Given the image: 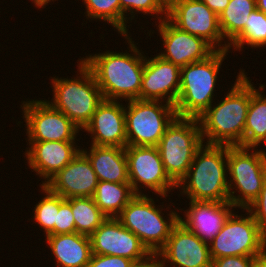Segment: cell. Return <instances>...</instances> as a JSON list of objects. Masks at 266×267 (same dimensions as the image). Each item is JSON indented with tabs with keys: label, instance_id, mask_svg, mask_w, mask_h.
Listing matches in <instances>:
<instances>
[{
	"label": "cell",
	"instance_id": "1",
	"mask_svg": "<svg viewBox=\"0 0 266 267\" xmlns=\"http://www.w3.org/2000/svg\"><path fill=\"white\" fill-rule=\"evenodd\" d=\"M128 43V52L106 50L82 57L91 70L105 100L126 101L140 99L145 54L130 35H122ZM144 54V55H143ZM122 99V100H121Z\"/></svg>",
	"mask_w": 266,
	"mask_h": 267
},
{
	"label": "cell",
	"instance_id": "2",
	"mask_svg": "<svg viewBox=\"0 0 266 267\" xmlns=\"http://www.w3.org/2000/svg\"><path fill=\"white\" fill-rule=\"evenodd\" d=\"M240 68L224 99L213 103L198 117L206 144L242 146L243 132L251 98V79Z\"/></svg>",
	"mask_w": 266,
	"mask_h": 267
},
{
	"label": "cell",
	"instance_id": "3",
	"mask_svg": "<svg viewBox=\"0 0 266 267\" xmlns=\"http://www.w3.org/2000/svg\"><path fill=\"white\" fill-rule=\"evenodd\" d=\"M227 152L228 145L203 143L177 185L180 194L189 201L229 202Z\"/></svg>",
	"mask_w": 266,
	"mask_h": 267
},
{
	"label": "cell",
	"instance_id": "4",
	"mask_svg": "<svg viewBox=\"0 0 266 267\" xmlns=\"http://www.w3.org/2000/svg\"><path fill=\"white\" fill-rule=\"evenodd\" d=\"M77 63L75 78L52 77L53 97L51 101H46L65 114L82 131L104 97L91 70L81 59Z\"/></svg>",
	"mask_w": 266,
	"mask_h": 267
},
{
	"label": "cell",
	"instance_id": "5",
	"mask_svg": "<svg viewBox=\"0 0 266 267\" xmlns=\"http://www.w3.org/2000/svg\"><path fill=\"white\" fill-rule=\"evenodd\" d=\"M230 52L216 50L205 60L181 67L177 117L198 118L210 107L217 96L214 92L221 65Z\"/></svg>",
	"mask_w": 266,
	"mask_h": 267
},
{
	"label": "cell",
	"instance_id": "6",
	"mask_svg": "<svg viewBox=\"0 0 266 267\" xmlns=\"http://www.w3.org/2000/svg\"><path fill=\"white\" fill-rule=\"evenodd\" d=\"M170 204L171 201L167 207L160 205L159 208L148 194H136L116 218L155 256L165 245L173 227L179 222L180 214L177 211L184 210L174 208L165 218L162 210H169Z\"/></svg>",
	"mask_w": 266,
	"mask_h": 267
},
{
	"label": "cell",
	"instance_id": "7",
	"mask_svg": "<svg viewBox=\"0 0 266 267\" xmlns=\"http://www.w3.org/2000/svg\"><path fill=\"white\" fill-rule=\"evenodd\" d=\"M227 169L229 202L235 209H246L262 189L266 178V155L261 149L228 145Z\"/></svg>",
	"mask_w": 266,
	"mask_h": 267
},
{
	"label": "cell",
	"instance_id": "8",
	"mask_svg": "<svg viewBox=\"0 0 266 267\" xmlns=\"http://www.w3.org/2000/svg\"><path fill=\"white\" fill-rule=\"evenodd\" d=\"M198 118L176 117L156 146L169 178L178 185L203 145Z\"/></svg>",
	"mask_w": 266,
	"mask_h": 267
},
{
	"label": "cell",
	"instance_id": "9",
	"mask_svg": "<svg viewBox=\"0 0 266 267\" xmlns=\"http://www.w3.org/2000/svg\"><path fill=\"white\" fill-rule=\"evenodd\" d=\"M127 102V146H157L167 127L177 117L175 106L167 102L140 99Z\"/></svg>",
	"mask_w": 266,
	"mask_h": 267
},
{
	"label": "cell",
	"instance_id": "10",
	"mask_svg": "<svg viewBox=\"0 0 266 267\" xmlns=\"http://www.w3.org/2000/svg\"><path fill=\"white\" fill-rule=\"evenodd\" d=\"M232 212L221 231L209 243L212 260L228 256L256 257L266 251V234L259 228L253 216Z\"/></svg>",
	"mask_w": 266,
	"mask_h": 267
},
{
	"label": "cell",
	"instance_id": "11",
	"mask_svg": "<svg viewBox=\"0 0 266 267\" xmlns=\"http://www.w3.org/2000/svg\"><path fill=\"white\" fill-rule=\"evenodd\" d=\"M21 103L28 142H75L81 129L61 111L54 109L46 99H28Z\"/></svg>",
	"mask_w": 266,
	"mask_h": 267
},
{
	"label": "cell",
	"instance_id": "12",
	"mask_svg": "<svg viewBox=\"0 0 266 267\" xmlns=\"http://www.w3.org/2000/svg\"><path fill=\"white\" fill-rule=\"evenodd\" d=\"M125 154L129 183L135 194H147L142 191L149 188L157 197L159 195L161 199H166L177 188L167 175L156 146H126Z\"/></svg>",
	"mask_w": 266,
	"mask_h": 267
},
{
	"label": "cell",
	"instance_id": "13",
	"mask_svg": "<svg viewBox=\"0 0 266 267\" xmlns=\"http://www.w3.org/2000/svg\"><path fill=\"white\" fill-rule=\"evenodd\" d=\"M167 19L180 30L205 39L216 50L229 51V44L220 31L218 15L204 2L176 0L167 9Z\"/></svg>",
	"mask_w": 266,
	"mask_h": 267
},
{
	"label": "cell",
	"instance_id": "14",
	"mask_svg": "<svg viewBox=\"0 0 266 267\" xmlns=\"http://www.w3.org/2000/svg\"><path fill=\"white\" fill-rule=\"evenodd\" d=\"M92 254L120 256L135 264L155 262L154 255L117 218H107L91 235Z\"/></svg>",
	"mask_w": 266,
	"mask_h": 267
},
{
	"label": "cell",
	"instance_id": "15",
	"mask_svg": "<svg viewBox=\"0 0 266 267\" xmlns=\"http://www.w3.org/2000/svg\"><path fill=\"white\" fill-rule=\"evenodd\" d=\"M154 258L156 267H212L213 261L209 244L180 222L173 227L165 245Z\"/></svg>",
	"mask_w": 266,
	"mask_h": 267
},
{
	"label": "cell",
	"instance_id": "16",
	"mask_svg": "<svg viewBox=\"0 0 266 267\" xmlns=\"http://www.w3.org/2000/svg\"><path fill=\"white\" fill-rule=\"evenodd\" d=\"M159 36L162 39L164 51L157 53L162 59L169 61L180 68L188 64L205 60L216 49L205 39L191 35L174 26L167 18L155 22Z\"/></svg>",
	"mask_w": 266,
	"mask_h": 267
},
{
	"label": "cell",
	"instance_id": "17",
	"mask_svg": "<svg viewBox=\"0 0 266 267\" xmlns=\"http://www.w3.org/2000/svg\"><path fill=\"white\" fill-rule=\"evenodd\" d=\"M180 67L162 59L145 56L140 100L162 101L175 106L180 89Z\"/></svg>",
	"mask_w": 266,
	"mask_h": 267
},
{
	"label": "cell",
	"instance_id": "18",
	"mask_svg": "<svg viewBox=\"0 0 266 267\" xmlns=\"http://www.w3.org/2000/svg\"><path fill=\"white\" fill-rule=\"evenodd\" d=\"M99 180L88 157L80 151L62 170L44 186L65 199L92 197Z\"/></svg>",
	"mask_w": 266,
	"mask_h": 267
},
{
	"label": "cell",
	"instance_id": "19",
	"mask_svg": "<svg viewBox=\"0 0 266 267\" xmlns=\"http://www.w3.org/2000/svg\"><path fill=\"white\" fill-rule=\"evenodd\" d=\"M121 101L103 100L84 131L90 136V145L127 146L125 105Z\"/></svg>",
	"mask_w": 266,
	"mask_h": 267
},
{
	"label": "cell",
	"instance_id": "20",
	"mask_svg": "<svg viewBox=\"0 0 266 267\" xmlns=\"http://www.w3.org/2000/svg\"><path fill=\"white\" fill-rule=\"evenodd\" d=\"M27 145L30 146L24 154L27 166L44 179L42 185L72 161L82 149L76 142L66 141L27 142Z\"/></svg>",
	"mask_w": 266,
	"mask_h": 267
},
{
	"label": "cell",
	"instance_id": "21",
	"mask_svg": "<svg viewBox=\"0 0 266 267\" xmlns=\"http://www.w3.org/2000/svg\"><path fill=\"white\" fill-rule=\"evenodd\" d=\"M234 208L230 202L190 201L184 217L179 216V222L209 244L235 211Z\"/></svg>",
	"mask_w": 266,
	"mask_h": 267
},
{
	"label": "cell",
	"instance_id": "22",
	"mask_svg": "<svg viewBox=\"0 0 266 267\" xmlns=\"http://www.w3.org/2000/svg\"><path fill=\"white\" fill-rule=\"evenodd\" d=\"M45 240L57 267H87L92 255L90 236L75 232L47 235Z\"/></svg>",
	"mask_w": 266,
	"mask_h": 267
},
{
	"label": "cell",
	"instance_id": "23",
	"mask_svg": "<svg viewBox=\"0 0 266 267\" xmlns=\"http://www.w3.org/2000/svg\"><path fill=\"white\" fill-rule=\"evenodd\" d=\"M81 151L90 160L99 181L129 183L125 148L118 146H96ZM89 150V151H87Z\"/></svg>",
	"mask_w": 266,
	"mask_h": 267
},
{
	"label": "cell",
	"instance_id": "24",
	"mask_svg": "<svg viewBox=\"0 0 266 267\" xmlns=\"http://www.w3.org/2000/svg\"><path fill=\"white\" fill-rule=\"evenodd\" d=\"M255 88L251 82V98L243 132V147L258 148L266 142V95L265 84Z\"/></svg>",
	"mask_w": 266,
	"mask_h": 267
},
{
	"label": "cell",
	"instance_id": "25",
	"mask_svg": "<svg viewBox=\"0 0 266 267\" xmlns=\"http://www.w3.org/2000/svg\"><path fill=\"white\" fill-rule=\"evenodd\" d=\"M135 195L130 183L99 181L92 198L107 218H116Z\"/></svg>",
	"mask_w": 266,
	"mask_h": 267
},
{
	"label": "cell",
	"instance_id": "26",
	"mask_svg": "<svg viewBox=\"0 0 266 267\" xmlns=\"http://www.w3.org/2000/svg\"><path fill=\"white\" fill-rule=\"evenodd\" d=\"M256 9V0H230L218 16L220 31L230 44L245 28L248 18Z\"/></svg>",
	"mask_w": 266,
	"mask_h": 267
},
{
	"label": "cell",
	"instance_id": "27",
	"mask_svg": "<svg viewBox=\"0 0 266 267\" xmlns=\"http://www.w3.org/2000/svg\"><path fill=\"white\" fill-rule=\"evenodd\" d=\"M76 232L90 236L106 219L92 197L71 198Z\"/></svg>",
	"mask_w": 266,
	"mask_h": 267
},
{
	"label": "cell",
	"instance_id": "28",
	"mask_svg": "<svg viewBox=\"0 0 266 267\" xmlns=\"http://www.w3.org/2000/svg\"><path fill=\"white\" fill-rule=\"evenodd\" d=\"M244 44L247 47H266V14L257 8L253 10L248 18L244 30L229 44V50L242 51Z\"/></svg>",
	"mask_w": 266,
	"mask_h": 267
},
{
	"label": "cell",
	"instance_id": "29",
	"mask_svg": "<svg viewBox=\"0 0 266 267\" xmlns=\"http://www.w3.org/2000/svg\"><path fill=\"white\" fill-rule=\"evenodd\" d=\"M127 13L128 15L131 14L130 17H128ZM134 13H144L143 15L155 17V19H158L156 22L167 18V8L159 0H120L121 35H129L130 32L127 29L129 25L127 23H130L135 18Z\"/></svg>",
	"mask_w": 266,
	"mask_h": 267
},
{
	"label": "cell",
	"instance_id": "30",
	"mask_svg": "<svg viewBox=\"0 0 266 267\" xmlns=\"http://www.w3.org/2000/svg\"><path fill=\"white\" fill-rule=\"evenodd\" d=\"M45 194L42 199L34 205V218L35 224L43 229L44 234L54 235V223L56 222L57 214L60 208V195L51 192L46 186L40 185Z\"/></svg>",
	"mask_w": 266,
	"mask_h": 267
},
{
	"label": "cell",
	"instance_id": "31",
	"mask_svg": "<svg viewBox=\"0 0 266 267\" xmlns=\"http://www.w3.org/2000/svg\"><path fill=\"white\" fill-rule=\"evenodd\" d=\"M85 16L89 20L105 21L120 34V0H82Z\"/></svg>",
	"mask_w": 266,
	"mask_h": 267
},
{
	"label": "cell",
	"instance_id": "32",
	"mask_svg": "<svg viewBox=\"0 0 266 267\" xmlns=\"http://www.w3.org/2000/svg\"><path fill=\"white\" fill-rule=\"evenodd\" d=\"M75 222L71 210V198L60 196V208L54 223V235L75 233Z\"/></svg>",
	"mask_w": 266,
	"mask_h": 267
},
{
	"label": "cell",
	"instance_id": "33",
	"mask_svg": "<svg viewBox=\"0 0 266 267\" xmlns=\"http://www.w3.org/2000/svg\"><path fill=\"white\" fill-rule=\"evenodd\" d=\"M259 228L266 234V178L259 196L246 208Z\"/></svg>",
	"mask_w": 266,
	"mask_h": 267
},
{
	"label": "cell",
	"instance_id": "34",
	"mask_svg": "<svg viewBox=\"0 0 266 267\" xmlns=\"http://www.w3.org/2000/svg\"><path fill=\"white\" fill-rule=\"evenodd\" d=\"M135 263L125 257L92 254L87 267H133Z\"/></svg>",
	"mask_w": 266,
	"mask_h": 267
},
{
	"label": "cell",
	"instance_id": "35",
	"mask_svg": "<svg viewBox=\"0 0 266 267\" xmlns=\"http://www.w3.org/2000/svg\"><path fill=\"white\" fill-rule=\"evenodd\" d=\"M252 256H228L213 259L212 267H252Z\"/></svg>",
	"mask_w": 266,
	"mask_h": 267
},
{
	"label": "cell",
	"instance_id": "36",
	"mask_svg": "<svg viewBox=\"0 0 266 267\" xmlns=\"http://www.w3.org/2000/svg\"><path fill=\"white\" fill-rule=\"evenodd\" d=\"M204 2L212 11H214L218 16L225 10L228 6L230 0H200Z\"/></svg>",
	"mask_w": 266,
	"mask_h": 267
},
{
	"label": "cell",
	"instance_id": "37",
	"mask_svg": "<svg viewBox=\"0 0 266 267\" xmlns=\"http://www.w3.org/2000/svg\"><path fill=\"white\" fill-rule=\"evenodd\" d=\"M252 267H266V251L253 258Z\"/></svg>",
	"mask_w": 266,
	"mask_h": 267
},
{
	"label": "cell",
	"instance_id": "38",
	"mask_svg": "<svg viewBox=\"0 0 266 267\" xmlns=\"http://www.w3.org/2000/svg\"><path fill=\"white\" fill-rule=\"evenodd\" d=\"M30 1L34 3V6H36V8L40 9V8H44L46 5H48L49 2L51 1L53 2L54 0H30Z\"/></svg>",
	"mask_w": 266,
	"mask_h": 267
},
{
	"label": "cell",
	"instance_id": "39",
	"mask_svg": "<svg viewBox=\"0 0 266 267\" xmlns=\"http://www.w3.org/2000/svg\"><path fill=\"white\" fill-rule=\"evenodd\" d=\"M256 8L266 14V0H256Z\"/></svg>",
	"mask_w": 266,
	"mask_h": 267
},
{
	"label": "cell",
	"instance_id": "40",
	"mask_svg": "<svg viewBox=\"0 0 266 267\" xmlns=\"http://www.w3.org/2000/svg\"><path fill=\"white\" fill-rule=\"evenodd\" d=\"M133 267H156V262L137 263Z\"/></svg>",
	"mask_w": 266,
	"mask_h": 267
},
{
	"label": "cell",
	"instance_id": "41",
	"mask_svg": "<svg viewBox=\"0 0 266 267\" xmlns=\"http://www.w3.org/2000/svg\"><path fill=\"white\" fill-rule=\"evenodd\" d=\"M167 9L176 1V0H159Z\"/></svg>",
	"mask_w": 266,
	"mask_h": 267
},
{
	"label": "cell",
	"instance_id": "42",
	"mask_svg": "<svg viewBox=\"0 0 266 267\" xmlns=\"http://www.w3.org/2000/svg\"><path fill=\"white\" fill-rule=\"evenodd\" d=\"M264 144H266V142H265ZM261 150H262L263 153L266 155V152H265L266 149H263V148H262Z\"/></svg>",
	"mask_w": 266,
	"mask_h": 267
}]
</instances>
